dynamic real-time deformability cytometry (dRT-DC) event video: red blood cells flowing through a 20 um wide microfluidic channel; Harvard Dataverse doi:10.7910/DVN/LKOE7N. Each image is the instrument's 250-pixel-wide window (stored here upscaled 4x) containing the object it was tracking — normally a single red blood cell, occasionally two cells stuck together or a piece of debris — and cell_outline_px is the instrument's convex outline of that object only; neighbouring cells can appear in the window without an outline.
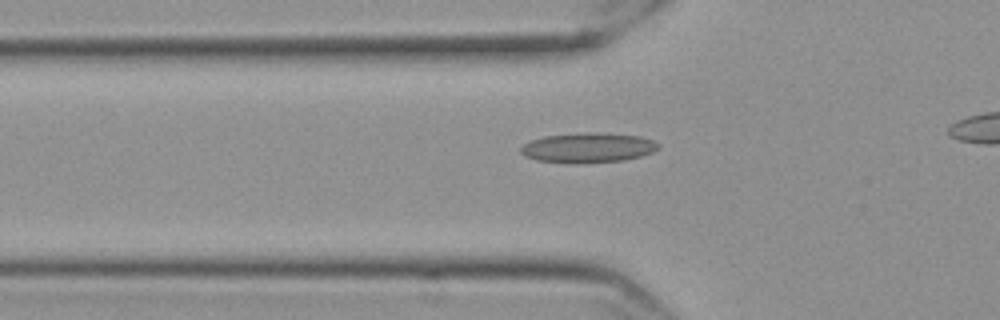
{"species": "Egyptian fruit bat (a non-hibernating species)", "species_latin": "Rousettus aegyptiacus", "temperature_condition": "cold", "stored_images_in_passage": 41, "camera_frame_rate_fps": 3000, "um_per_image_px": 0.085, "frame": {"image": 1, "passage_image": 13, "time_ms": 4.0, "image_size_px": [1000, 320], "cell_outline_px": [[660, 148], [652, 152], [640, 156], [624, 160], [576, 164], [568, 164], [536, 160], [524, 156], [520, 152], [520, 148], [524, 144], [532, 140], [544, 136], [584, 132], [596, 132], [640, 136], [652, 140], [660, 144]], "centroid_in_image_um": [49.96, 12.56], "position_along_channel_um": 75.8, "area_um2": 24.22}}
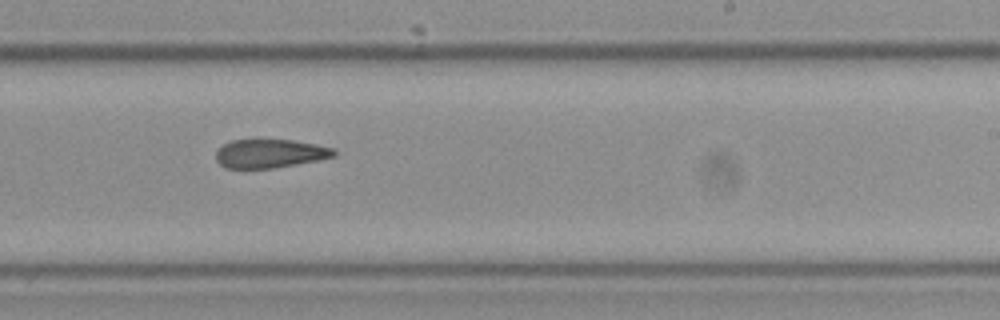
{"frame": {"image": 2, "passage_image": 29, "time_ms": 9.333, "image_size_px": [1000, 320], "cell_outline_px": [[336, 156], [316, 160], [272, 168], [224, 168], [216, 160], [216, 152], [224, 144], [232, 140], [252, 136], [256, 136], [292, 140], [316, 144], [336, 148]], "centroid_in_image_um": [22.91, 12.99], "position_along_channel_um": 266.1, "area_um2": 20.46}}
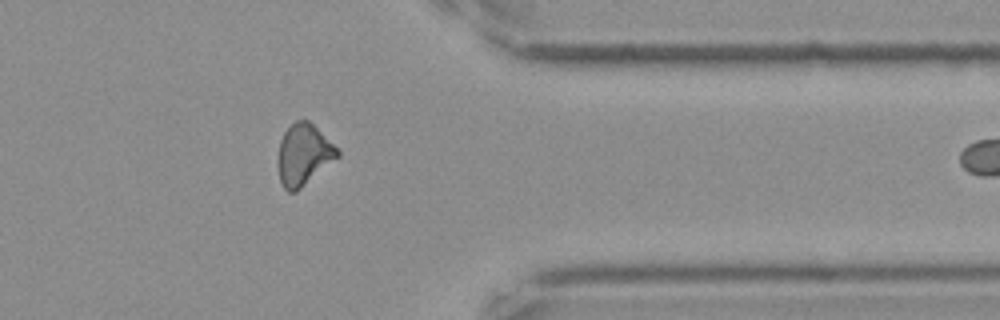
{"frame": {"image": 3, "passage_image": 40, "time_ms": 13.0, "image_size_px": [1000, 320], "cell_outline_px": [[340, 156], [296, 192], [288, 192], [284, 188], [280, 180], [280, 140], [284, 132], [296, 120], [308, 120], [340, 152]], "centroid_in_image_um": [25.82, 13.16], "position_along_channel_um": 385.6, "area_um2": 20.52}}